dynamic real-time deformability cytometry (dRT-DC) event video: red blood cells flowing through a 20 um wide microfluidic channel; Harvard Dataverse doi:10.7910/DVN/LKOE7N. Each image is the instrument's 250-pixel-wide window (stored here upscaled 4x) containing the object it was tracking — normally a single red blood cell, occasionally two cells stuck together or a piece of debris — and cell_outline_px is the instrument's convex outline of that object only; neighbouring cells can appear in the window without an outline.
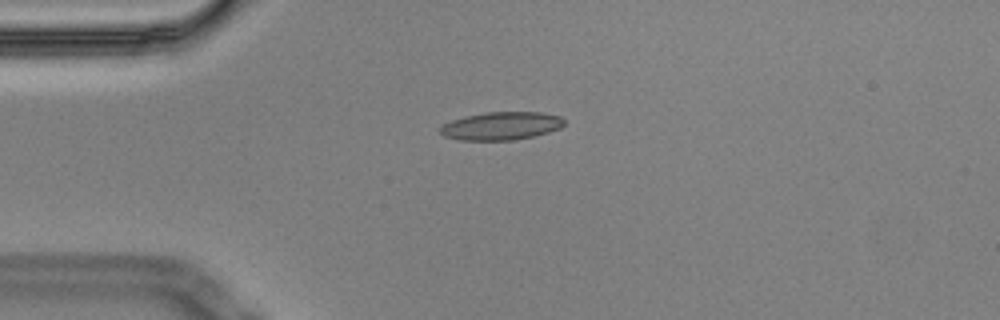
{"species": "Egyptian fruit bat (a non-hibernating species)", "species_latin": "Rousettus aegyptiacus", "temperature_condition": "cold", "stored_images_in_passage": 14, "segment_of_instrument_passage": [1, 2], "camera_frame_rate_fps": 3000, "um_per_image_px": 0.085, "animal": {"sex": "male"}, "frame": {"image": 1, "passage_image": 3, "time_ms": 0.667, "image_size_px": [1000, 320], "cell_outline_px": [[564, 124], [560, 128], [548, 132], [532, 136], [512, 140], [460, 140], [444, 136], [440, 132], [440, 128], [444, 124], [452, 120], [468, 116], [488, 112], [540, 112], [560, 116], [564, 120]], "centroid_in_image_um": [42.62, 10.7], "position_along_channel_um": 42.4, "area_um2": 20.0}}
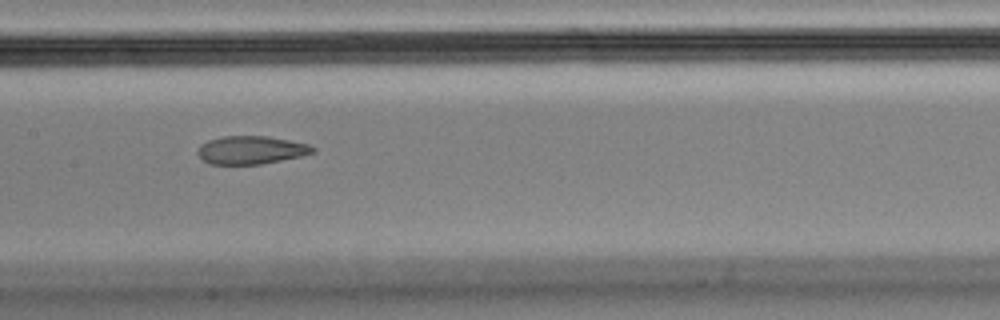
{"frame": {"image": 2, "passage_image": 7, "time_ms": 2.0, "image_size_px": [1000, 320], "cell_outline_px": [[316, 152], [300, 156], [260, 164], [208, 164], [200, 160], [196, 152], [200, 144], [208, 140], [224, 136], [268, 136], [308, 144], [316, 148]], "centroid_in_image_um": [21.29, 12.75], "position_along_channel_um": 186.1, "area_um2": 18.96}}
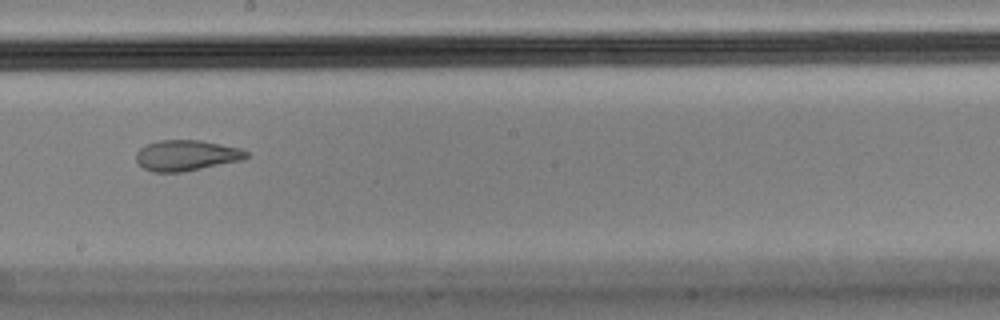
{"frame": {"image": 3, "passage_image": 8, "time_ms": 2.333, "image_size_px": [1000, 320], "cell_outline_px": [[248, 156], [240, 160], [180, 172], [152, 172], [144, 168], [136, 160], [136, 152], [140, 148], [156, 140], [200, 140], [240, 148], [248, 152]], "centroid_in_image_um": [15.8, 13.2], "position_along_channel_um": 232.4, "area_um2": 19.42}}